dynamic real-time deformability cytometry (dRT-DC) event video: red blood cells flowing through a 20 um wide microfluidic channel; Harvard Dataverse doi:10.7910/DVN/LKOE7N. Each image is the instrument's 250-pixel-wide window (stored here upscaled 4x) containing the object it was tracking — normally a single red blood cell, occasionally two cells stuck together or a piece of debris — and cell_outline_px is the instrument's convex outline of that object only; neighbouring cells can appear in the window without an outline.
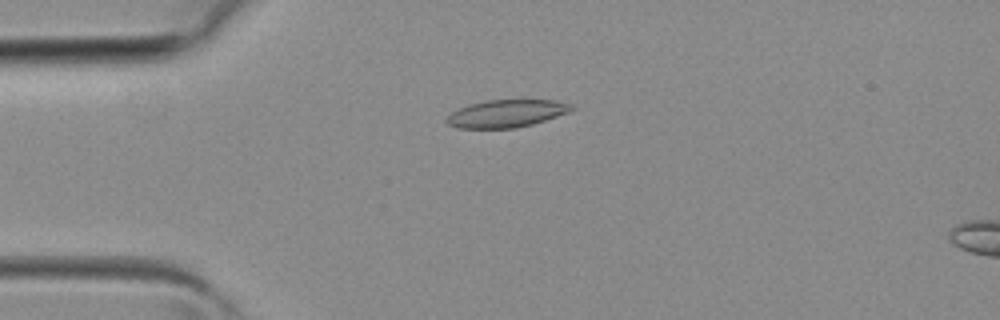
{"species": "common noctule bat (a hibernating species)", "species_latin": "Nyctalus noctula", "temperature_condition": "room temperature", "stored_images_in_passage": 13, "camera_frame_rate_fps": 3000, "um_per_image_px": 0.085, "animal": {"sex": "female", "body_mass_g": 19.3, "forearm_length_mm": 54.1}, "frame": {"image": 1, "passage_image": 10, "time_ms": 3.0, "image_size_px": [1000, 320], "cell_outline_px": [[576, 108], [568, 112], [532, 124], [516, 128], [456, 128], [448, 124], [444, 120], [452, 112], [460, 108], [472, 104], [488, 100], [556, 100], [572, 104]], "centroid_in_image_um": [43.06, 9.65], "position_along_channel_um": 41.9, "area_um2": 19.88}}